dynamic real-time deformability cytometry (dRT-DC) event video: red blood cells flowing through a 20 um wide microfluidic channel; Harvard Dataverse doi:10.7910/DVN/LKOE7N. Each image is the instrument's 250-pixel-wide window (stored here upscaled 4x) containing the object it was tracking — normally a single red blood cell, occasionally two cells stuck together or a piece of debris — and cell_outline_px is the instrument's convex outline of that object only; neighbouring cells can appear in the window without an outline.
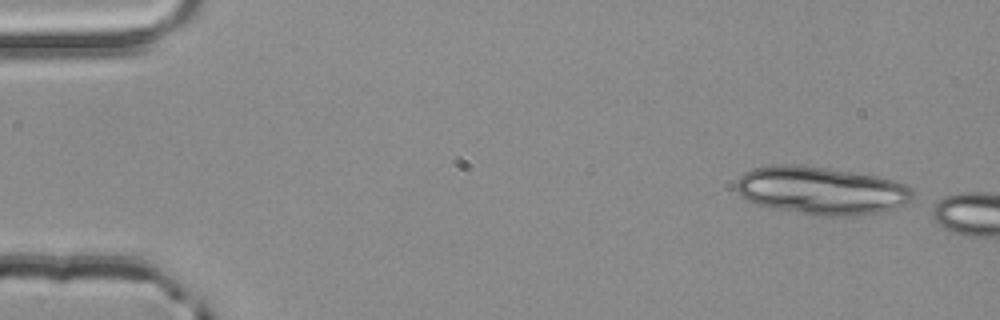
{"species": "common noctule bat (a hibernating species)", "species_latin": "Nyctalus noctula", "temperature_condition": "room temperature", "stored_images_in_passage": 2, "camera_frame_rate_fps": 3000, "um_per_image_px": 0.085, "animal": {"sex": "male", "body_mass_g": 20.4}, "frame": {"image": 1, "passage_image": 1, "time_ms": 0.0, "image_size_px": [1000, 320], "cell_outline_px": [[916, 196], [912, 200], [904, 204], [880, 212], [848, 216], [812, 216], [756, 204], [744, 200], [736, 192], [736, 180], [744, 172], [752, 168], [768, 164], [796, 164], [828, 168], [876, 176], [892, 180], [904, 184], [912, 188]], "centroid_in_image_um": [69.75, 16.19], "position_along_channel_um": 15.2, "area_um2": 49.88}}